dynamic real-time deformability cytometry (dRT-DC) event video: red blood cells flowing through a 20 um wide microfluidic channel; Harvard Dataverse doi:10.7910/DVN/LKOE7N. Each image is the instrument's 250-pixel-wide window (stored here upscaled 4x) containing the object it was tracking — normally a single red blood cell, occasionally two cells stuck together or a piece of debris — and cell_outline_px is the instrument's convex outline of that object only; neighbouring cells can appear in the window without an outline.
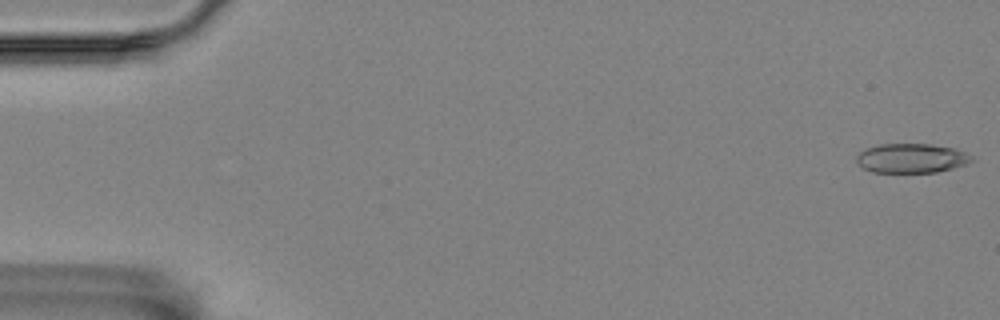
{"species": "Egyptian fruit bat (a non-hibernating species)", "species_latin": "Rousettus aegyptiacus", "temperature_condition": "room temperature", "stored_images_in_passage": 56, "camera_frame_rate_fps": 3000, "um_per_image_px": 0.085, "animal": {"sex": "female"}, "frame": {"image": 1, "passage_image": 1, "time_ms": 0.0, "image_size_px": [1000, 320], "cell_outline_px": [[972, 160], [964, 164], [952, 168], [936, 172], [872, 172], [864, 168], [856, 160], [856, 156], [860, 152], [868, 148], [880, 144], [932, 144], [956, 148], [972, 156]], "centroid_in_image_um": [77.47, 13.44], "position_along_channel_um": 7.5, "area_um2": 19.48}}
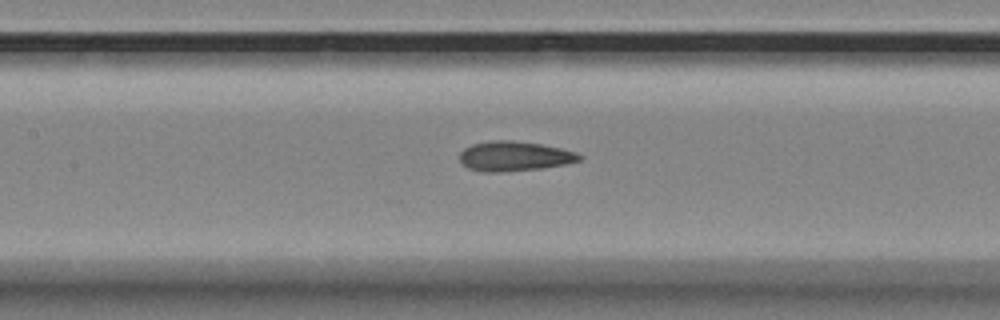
{"frame": {"image": 2, "passage_image": 26, "time_ms": 8.333, "image_size_px": [1000, 320], "cell_outline_px": [[584, 156], [580, 160], [564, 164], [540, 168], [500, 172], [480, 172], [468, 168], [460, 160], [460, 152], [464, 148], [472, 144], [496, 140], [512, 140], [540, 144], [560, 148], [576, 152]], "centroid_in_image_um": [43.71, 13.27], "position_along_channel_um": 163.7, "area_um2": 20.63}}
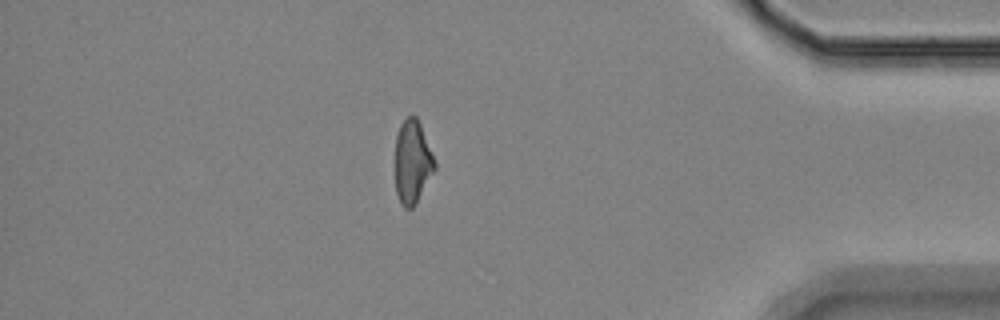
{"frame": {"image": 3, "passage_image": 49, "time_ms": 16.0, "image_size_px": [1000, 320], "cell_outline_px": [[436, 168], [416, 204], [412, 208], [404, 208], [396, 192], [396, 136], [400, 124], [408, 116], [416, 116], [420, 124], [436, 164]], "centroid_in_image_um": [35.06, 13.78], "position_along_channel_um": 400.1, "area_um2": 18.9}, "authors_computed_cell_mechanics": {"area_um2": 20.23, "velocity_mm_per_s": 3.5363, "shape_relaxation_time_tau1_ms": null, "shape_relaxation_time_tau2_ms": 2.0332, "deformation_change_tau1": null, "deformation_change_tau2": 0.0895}}